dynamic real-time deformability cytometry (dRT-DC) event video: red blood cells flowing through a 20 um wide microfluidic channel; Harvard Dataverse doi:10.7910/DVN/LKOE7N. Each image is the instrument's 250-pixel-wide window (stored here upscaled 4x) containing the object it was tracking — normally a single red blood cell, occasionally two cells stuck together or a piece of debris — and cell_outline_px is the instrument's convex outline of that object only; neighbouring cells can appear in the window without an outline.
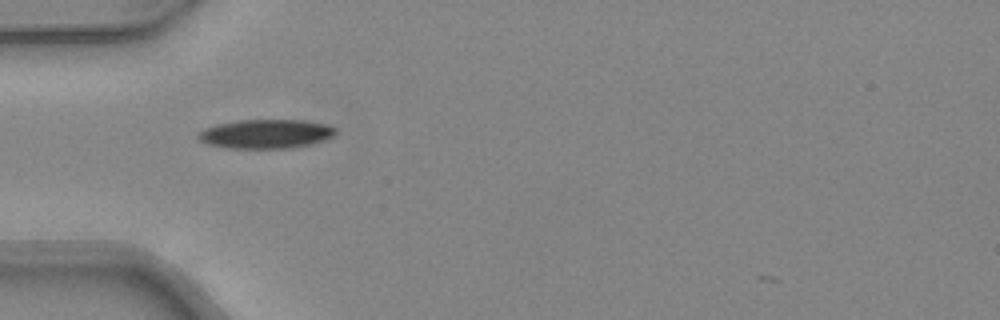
{"species": "common noctule bat (a hibernating species)", "species_latin": "Nyctalus noctula", "temperature_condition": "warm", "stored_images_in_passage": 33, "camera_frame_rate_fps": 3000, "um_per_image_px": 0.085, "animal": {"sex": "female", "body_mass_g": 24.6, "forearm_length_mm": 56.2}, "frame": {"image": 1, "passage_image": 1, "time_ms": 0.0, "image_size_px": [1000, 320], "cell_outline_px": [[336, 132], [332, 136], [324, 140], [292, 148], [228, 148], [208, 144], [200, 140], [196, 136], [196, 132], [204, 128], [216, 124], [236, 120], [304, 120], [328, 124], [336, 128]], "centroid_in_image_um": [22.56, 11.37], "position_along_channel_um": 62.4, "area_um2": 23.41}}
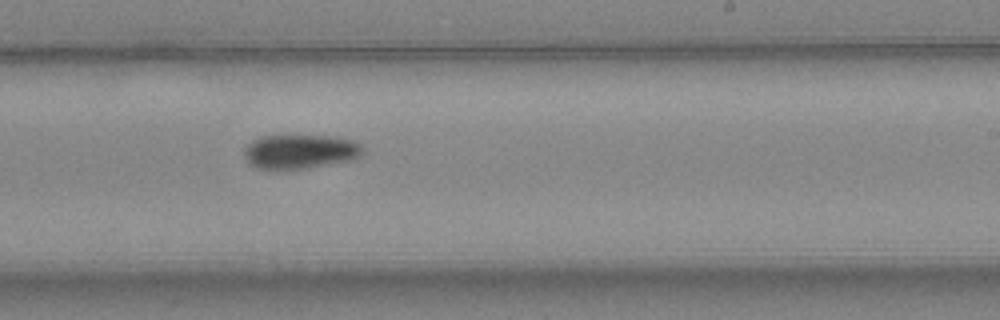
{"frame": {"image": 2, "passage_image": 15, "time_ms": 4.667, "image_size_px": [1000, 320], "cell_outline_px": [[364, 152], [360, 156], [352, 160], [308, 168], [284, 172], [268, 172], [256, 168], [248, 164], [244, 160], [244, 148], [252, 140], [264, 136], [328, 136], [352, 140], [360, 144], [364, 148]], "centroid_in_image_um": [25.43, 12.94], "position_along_channel_um": 263.6, "area_um2": 24.57}}
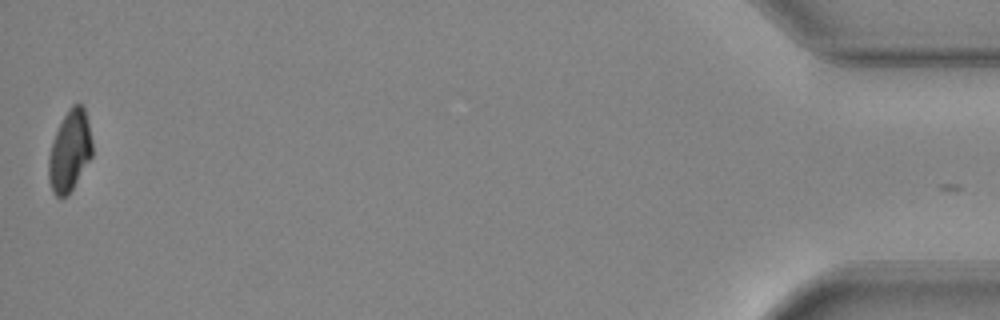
{"frame": {"image": 3, "passage_image": 33, "time_ms": 10.667, "image_size_px": [1000, 320], "cell_outline_px": [[92, 156], [68, 196], [56, 196], [52, 192], [48, 180], [48, 160], [52, 140], [68, 108], [72, 104], [80, 104], [84, 108], [92, 140]], "centroid_in_image_um": [5.91, 12.85], "position_along_channel_um": 429.3, "area_um2": 20.52}, "authors_computed_cell_mechanics": {"area_um2": 23.6402, "velocity_mm_per_s": 4.3556, "shape_relaxation_time_tau1_ms": 4.2843, "shape_relaxation_time_tau2_ms": null, "deformation_change_tau1": 0.1438, "deformation_change_tau2": null}}